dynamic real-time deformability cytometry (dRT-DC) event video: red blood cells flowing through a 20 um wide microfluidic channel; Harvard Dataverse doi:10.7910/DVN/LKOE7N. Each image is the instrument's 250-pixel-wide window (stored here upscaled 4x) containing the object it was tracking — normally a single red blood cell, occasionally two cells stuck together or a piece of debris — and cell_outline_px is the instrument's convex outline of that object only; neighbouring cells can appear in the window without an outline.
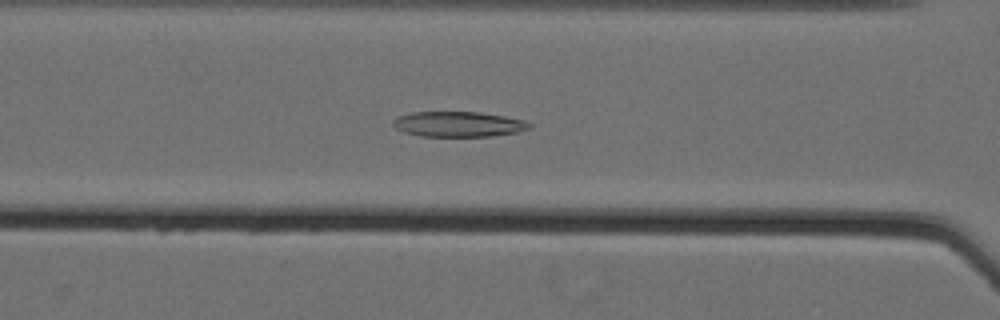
{"species": "Egyptian fruit bat (a non-hibernating species)", "species_latin": "Rousettus aegyptiacus", "temperature_condition": "cold", "stored_images_in_passage": 62, "segment_of_instrument_passage": [1, 2], "camera_frame_rate_fps": 3000, "um_per_image_px": 0.085, "animal": {"sex": "female"}, "frame": {"image": 1, "passage_image": 30, "time_ms": 9.667, "image_size_px": [1000, 320], "cell_outline_px": [[532, 124], [528, 128], [516, 132], [492, 136], [420, 136], [396, 128], [392, 124], [392, 120], [400, 116], [412, 112], [480, 112], [504, 116], [524, 120]], "centroid_in_image_um": [38.97, 10.55], "position_along_channel_um": 127.6, "area_um2": 19.83}}
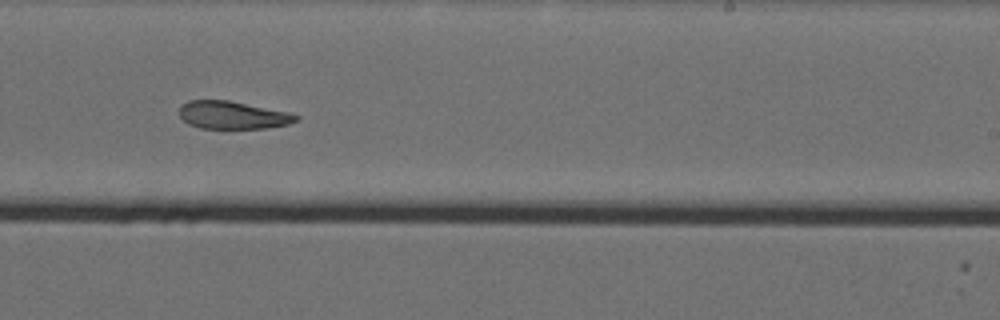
{"frame": {"image": 2, "passage_image": 42, "time_ms": 13.667, "image_size_px": [1000, 320], "cell_outline_px": [[300, 120], [288, 124], [268, 128], [200, 128], [188, 124], [180, 116], [180, 104], [188, 100], [228, 100], [292, 112], [300, 116]], "centroid_in_image_um": [19.82, 9.77], "position_along_channel_um": 269.2, "area_um2": 19.13}}
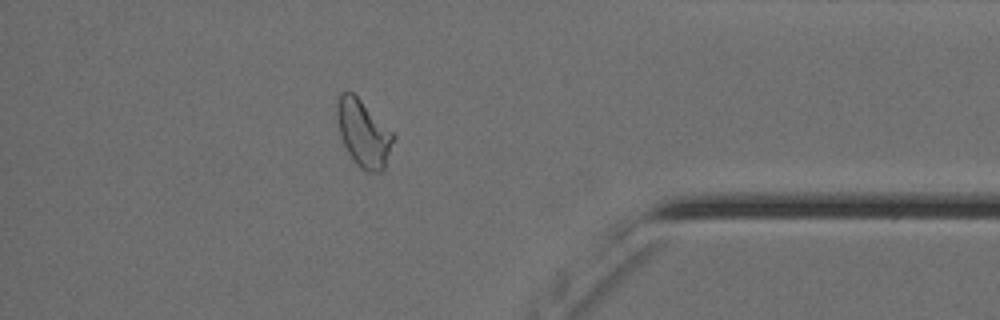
{"frame": {"image": 3, "passage_image": 55, "time_ms": 18.0, "image_size_px": [1000, 320], "cell_outline_px": [[396, 136], [384, 168], [380, 172], [368, 172], [360, 168], [356, 164], [348, 152], [344, 144], [340, 132], [336, 116], [336, 104], [340, 92], [352, 92]], "centroid_in_image_um": [30.88, 11.35], "position_along_channel_um": 404.3, "area_um2": 21.56}}